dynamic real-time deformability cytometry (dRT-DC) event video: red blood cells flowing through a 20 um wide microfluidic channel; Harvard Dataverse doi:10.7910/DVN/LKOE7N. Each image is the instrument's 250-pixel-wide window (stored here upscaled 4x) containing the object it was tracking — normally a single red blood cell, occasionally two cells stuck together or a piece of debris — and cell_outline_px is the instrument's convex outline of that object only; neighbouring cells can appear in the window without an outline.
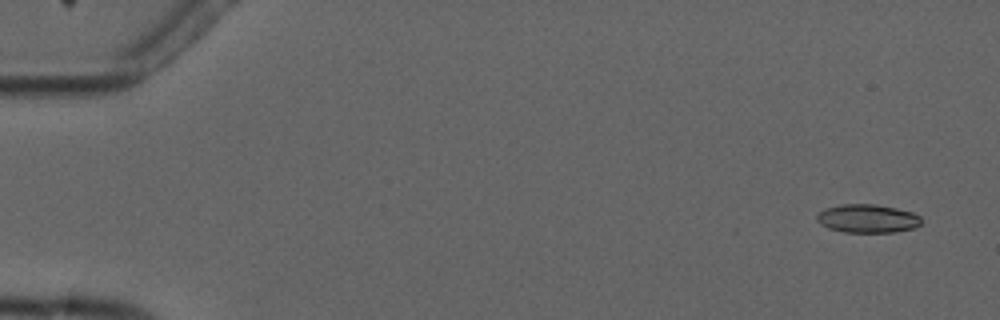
{"species": "common noctule bat (a hibernating species)", "species_latin": "Nyctalus noctula", "temperature_condition": "cold", "stored_images_in_passage": 5, "camera_frame_rate_fps": 3000, "um_per_image_px": 0.085, "animal": {"sex": "male", "forearm_length_mm": 52.5}, "frame": {"image": 1, "passage_image": 1, "time_ms": 0.0, "image_size_px": [1000, 320], "cell_outline_px": [[920, 224], [916, 228], [896, 232], [844, 232], [828, 228], [820, 224], [816, 220], [816, 216], [824, 208], [840, 204], [876, 204], [896, 208], [912, 212], [920, 216]], "centroid_in_image_um": [73.73, 18.57], "position_along_channel_um": 11.3, "area_um2": 17.46}}